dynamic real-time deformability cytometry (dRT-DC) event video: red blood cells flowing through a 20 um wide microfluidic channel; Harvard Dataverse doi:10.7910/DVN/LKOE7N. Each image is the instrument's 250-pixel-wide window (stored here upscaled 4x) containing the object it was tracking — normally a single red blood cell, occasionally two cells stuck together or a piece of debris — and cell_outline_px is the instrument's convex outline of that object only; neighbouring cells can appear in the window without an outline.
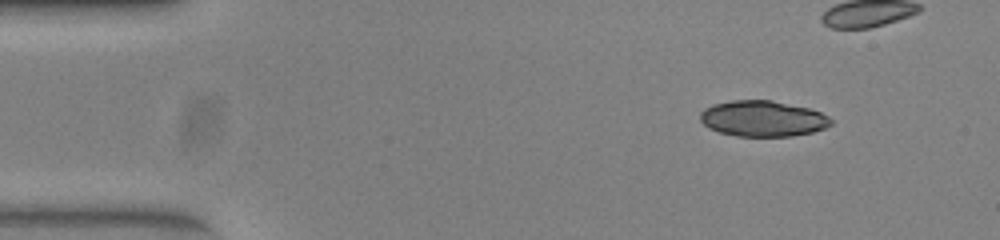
{"species": "common noctule bat (a hibernating species)", "species_latin": "Nyctalus noctula", "temperature_condition": "warm", "stored_images_in_passage": 36, "camera_frame_rate_fps": 3000, "um_per_image_px": 0.085, "animal": {"sex": "female", "body_mass_g": 23.0, "forearm_length_mm": 53.4}, "frame": {"image": 1, "passage_image": 1, "time_ms": 0.0, "image_size_px": [1000, 240], "cell_outline_px": [[832, 124], [824, 128], [812, 132], [792, 136], [736, 136], [720, 132], [708, 128], [700, 120], [700, 112], [704, 108], [712, 104], [732, 100], [772, 100], [808, 108], [820, 112], [828, 116], [832, 120]], "centroid_in_image_um": [64.81, 10.08], "position_along_channel_um": 20.2, "area_um2": 27.34}}